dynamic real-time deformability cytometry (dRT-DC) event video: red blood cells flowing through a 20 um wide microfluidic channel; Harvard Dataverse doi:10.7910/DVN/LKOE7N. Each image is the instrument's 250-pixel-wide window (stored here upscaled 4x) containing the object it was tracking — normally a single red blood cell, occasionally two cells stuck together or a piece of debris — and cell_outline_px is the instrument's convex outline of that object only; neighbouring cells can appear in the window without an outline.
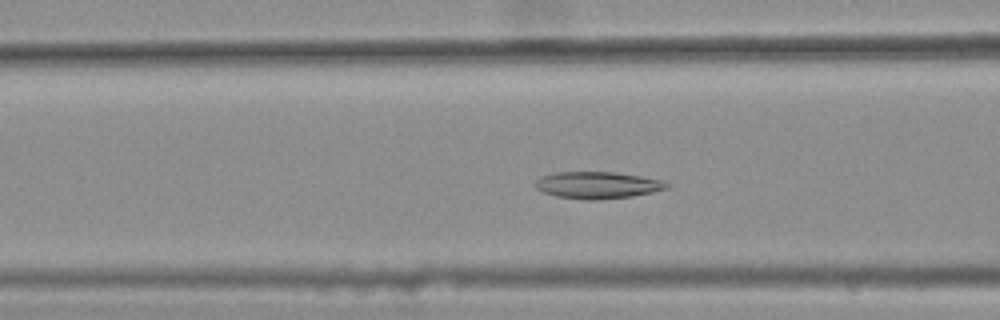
{"species": "common noctule bat (a hibernating species)", "species_latin": "Nyctalus noctula", "temperature_condition": "warm", "stored_images_in_passage": 44, "camera_frame_rate_fps": 3000, "um_per_image_px": 0.085, "animal": {"sex": "female", "body_mass_g": 25.1}, "frame": {"image": 1, "passage_image": 19, "time_ms": 6.0, "image_size_px": [1000, 320], "cell_outline_px": [[672, 184], [668, 188], [652, 192], [632, 196], [596, 200], [584, 200], [556, 196], [544, 192], [536, 188], [532, 184], [540, 176], [556, 172], [616, 172], [664, 180]], "centroid_in_image_um": [50.79, 15.73], "position_along_channel_um": 115.8, "area_um2": 20.81}}
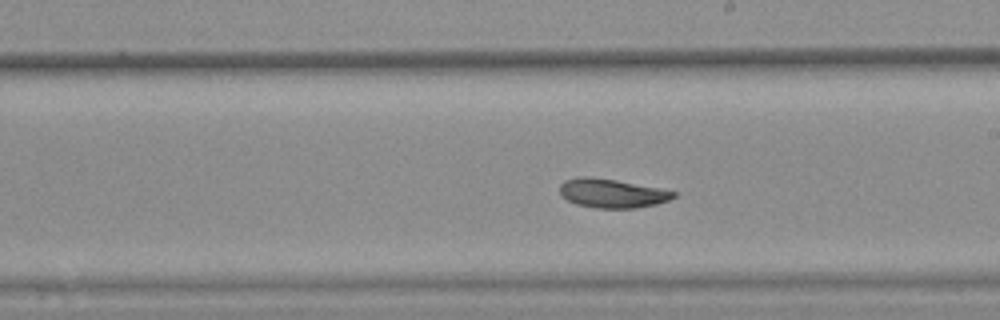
{"frame": {"image": 2, "passage_image": 29, "time_ms": 9.333, "image_size_px": [1000, 320], "cell_outline_px": [[676, 196], [668, 200], [656, 204], [636, 208], [596, 208], [576, 204], [560, 196], [560, 184], [564, 180], [580, 176], [588, 176], [616, 180], [660, 188], [676, 192]], "centroid_in_image_um": [51.99, 16.42], "position_along_channel_um": 237.0, "area_um2": 19.25}}
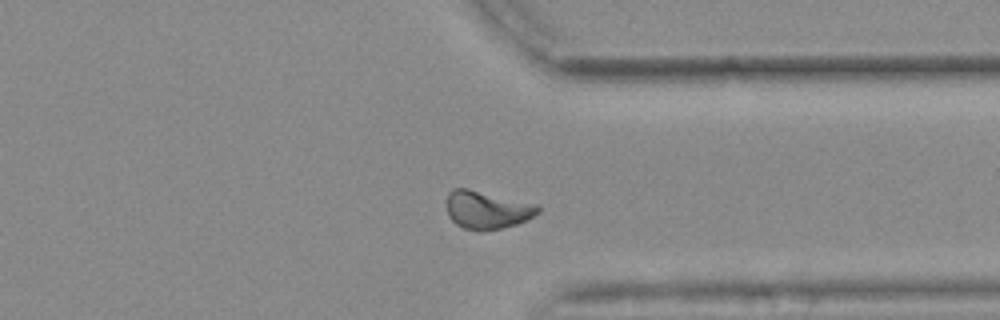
{"frame": {"image": 3, "passage_image": 40, "time_ms": 13.0, "image_size_px": [1000, 320], "cell_outline_px": [[540, 212], [516, 224], [500, 228], [464, 228], [456, 224], [448, 216], [448, 192], [452, 188], [468, 188], [536, 204], [540, 208]], "centroid_in_image_um": [41.38, 17.79], "position_along_channel_um": 370.0, "area_um2": 19.54}, "authors_computed_cell_mechanics": {"area_um2": 19.9121, "velocity_mm_per_s": 3.6465, "shape_relaxation_time_tau1_ms": null, "shape_relaxation_time_tau2_ms": 4.7279, "deformation_change_tau1": null, "deformation_change_tau2": 0.0818}}